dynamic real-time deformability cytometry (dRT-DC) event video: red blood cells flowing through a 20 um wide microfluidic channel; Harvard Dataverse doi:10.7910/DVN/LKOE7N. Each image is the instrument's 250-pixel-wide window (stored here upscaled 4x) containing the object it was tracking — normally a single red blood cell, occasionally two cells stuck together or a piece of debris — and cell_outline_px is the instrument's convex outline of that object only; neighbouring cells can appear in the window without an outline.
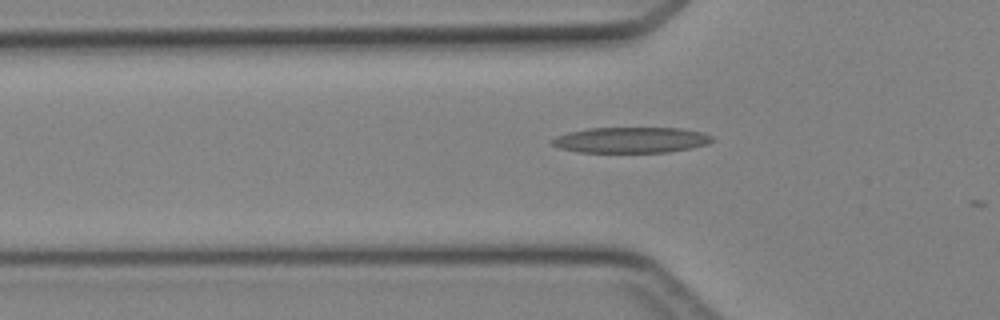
{"species": "Egyptian fruit bat (a non-hibernating species)", "species_latin": "Rousettus aegyptiacus", "temperature_condition": "cold", "stored_images_in_passage": 6, "camera_frame_rate_fps": 3000, "um_per_image_px": 0.085, "animal": {"sex": "female"}, "frame": {"image": 1, "passage_image": 4, "time_ms": 1.0, "image_size_px": [1000, 320], "cell_outline_px": [[712, 140], [708, 144], [692, 148], [668, 152], [580, 152], [560, 148], [552, 144], [552, 140], [556, 136], [568, 132], [588, 128], [680, 128], [700, 132], [712, 136]], "centroid_in_image_um": [53.64, 11.9], "position_along_channel_um": 72.2, "area_um2": 23.87}}